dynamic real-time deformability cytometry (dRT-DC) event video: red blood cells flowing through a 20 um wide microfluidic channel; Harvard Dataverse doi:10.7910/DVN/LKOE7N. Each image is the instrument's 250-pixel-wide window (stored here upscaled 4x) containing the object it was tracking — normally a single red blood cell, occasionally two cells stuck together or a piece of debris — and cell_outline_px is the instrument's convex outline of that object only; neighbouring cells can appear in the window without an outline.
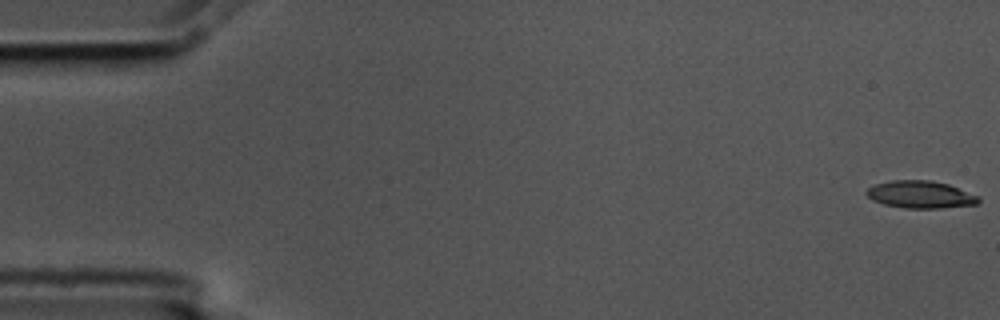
{"species": "common noctule bat (a hibernating species)", "species_latin": "Nyctalus noctula", "temperature_condition": "cold", "stored_images_in_passage": 3, "camera_frame_rate_fps": 3000, "um_per_image_px": 0.085, "animal": {"sex": "male", "body_mass_g": 17.5, "forearm_length_mm": 52.3}, "frame": {"image": 1, "passage_image": 1, "time_ms": 0.0, "image_size_px": [1000, 320], "cell_outline_px": [[980, 200], [976, 204], [940, 208], [904, 208], [884, 204], [872, 200], [864, 192], [868, 188], [876, 184], [892, 180], [932, 180], [948, 184], [980, 196]], "centroid_in_image_um": [78.24, 16.53], "position_along_channel_um": 6.8, "area_um2": 17.86}}